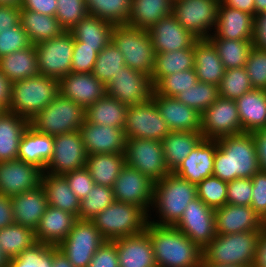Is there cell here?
<instances>
[{"label": "cell", "mask_w": 266, "mask_h": 267, "mask_svg": "<svg viewBox=\"0 0 266 267\" xmlns=\"http://www.w3.org/2000/svg\"><path fill=\"white\" fill-rule=\"evenodd\" d=\"M59 93L86 109L106 94V85L92 73L70 72L59 80Z\"/></svg>", "instance_id": "obj_21"}, {"label": "cell", "mask_w": 266, "mask_h": 267, "mask_svg": "<svg viewBox=\"0 0 266 267\" xmlns=\"http://www.w3.org/2000/svg\"><path fill=\"white\" fill-rule=\"evenodd\" d=\"M106 241L137 235L147 227L148 213L133 204L114 201L91 219Z\"/></svg>", "instance_id": "obj_6"}, {"label": "cell", "mask_w": 266, "mask_h": 267, "mask_svg": "<svg viewBox=\"0 0 266 267\" xmlns=\"http://www.w3.org/2000/svg\"><path fill=\"white\" fill-rule=\"evenodd\" d=\"M124 66L123 54L111 41L98 53L92 74L106 85Z\"/></svg>", "instance_id": "obj_46"}, {"label": "cell", "mask_w": 266, "mask_h": 267, "mask_svg": "<svg viewBox=\"0 0 266 267\" xmlns=\"http://www.w3.org/2000/svg\"><path fill=\"white\" fill-rule=\"evenodd\" d=\"M154 182L136 169L125 165L113 186L114 199L142 207L149 213L152 207Z\"/></svg>", "instance_id": "obj_18"}, {"label": "cell", "mask_w": 266, "mask_h": 267, "mask_svg": "<svg viewBox=\"0 0 266 267\" xmlns=\"http://www.w3.org/2000/svg\"><path fill=\"white\" fill-rule=\"evenodd\" d=\"M20 11L19 6L0 5V32L20 23Z\"/></svg>", "instance_id": "obj_62"}, {"label": "cell", "mask_w": 266, "mask_h": 267, "mask_svg": "<svg viewBox=\"0 0 266 267\" xmlns=\"http://www.w3.org/2000/svg\"><path fill=\"white\" fill-rule=\"evenodd\" d=\"M252 199V179L237 178L227 183V203L250 206Z\"/></svg>", "instance_id": "obj_57"}, {"label": "cell", "mask_w": 266, "mask_h": 267, "mask_svg": "<svg viewBox=\"0 0 266 267\" xmlns=\"http://www.w3.org/2000/svg\"><path fill=\"white\" fill-rule=\"evenodd\" d=\"M261 231L217 234L203 249L207 264L253 267Z\"/></svg>", "instance_id": "obj_4"}, {"label": "cell", "mask_w": 266, "mask_h": 267, "mask_svg": "<svg viewBox=\"0 0 266 267\" xmlns=\"http://www.w3.org/2000/svg\"><path fill=\"white\" fill-rule=\"evenodd\" d=\"M20 23L28 34L32 45L56 38L65 31L55 16L44 15L31 10L20 11Z\"/></svg>", "instance_id": "obj_39"}, {"label": "cell", "mask_w": 266, "mask_h": 267, "mask_svg": "<svg viewBox=\"0 0 266 267\" xmlns=\"http://www.w3.org/2000/svg\"><path fill=\"white\" fill-rule=\"evenodd\" d=\"M255 17L244 11L219 3L217 23L209 37L229 40H253Z\"/></svg>", "instance_id": "obj_26"}, {"label": "cell", "mask_w": 266, "mask_h": 267, "mask_svg": "<svg viewBox=\"0 0 266 267\" xmlns=\"http://www.w3.org/2000/svg\"><path fill=\"white\" fill-rule=\"evenodd\" d=\"M197 197L207 206L217 209L227 203V182L212 175L196 185Z\"/></svg>", "instance_id": "obj_52"}, {"label": "cell", "mask_w": 266, "mask_h": 267, "mask_svg": "<svg viewBox=\"0 0 266 267\" xmlns=\"http://www.w3.org/2000/svg\"><path fill=\"white\" fill-rule=\"evenodd\" d=\"M208 39L215 46L225 70L245 67L254 46L253 40H229L219 37H208Z\"/></svg>", "instance_id": "obj_43"}, {"label": "cell", "mask_w": 266, "mask_h": 267, "mask_svg": "<svg viewBox=\"0 0 266 267\" xmlns=\"http://www.w3.org/2000/svg\"><path fill=\"white\" fill-rule=\"evenodd\" d=\"M252 199L250 206L263 219L266 216V172L252 176Z\"/></svg>", "instance_id": "obj_59"}, {"label": "cell", "mask_w": 266, "mask_h": 267, "mask_svg": "<svg viewBox=\"0 0 266 267\" xmlns=\"http://www.w3.org/2000/svg\"><path fill=\"white\" fill-rule=\"evenodd\" d=\"M245 69L252 88L266 90V50L253 46L247 58Z\"/></svg>", "instance_id": "obj_54"}, {"label": "cell", "mask_w": 266, "mask_h": 267, "mask_svg": "<svg viewBox=\"0 0 266 267\" xmlns=\"http://www.w3.org/2000/svg\"><path fill=\"white\" fill-rule=\"evenodd\" d=\"M52 267H73L69 260L54 246V258Z\"/></svg>", "instance_id": "obj_69"}, {"label": "cell", "mask_w": 266, "mask_h": 267, "mask_svg": "<svg viewBox=\"0 0 266 267\" xmlns=\"http://www.w3.org/2000/svg\"><path fill=\"white\" fill-rule=\"evenodd\" d=\"M219 97L218 86L198 81L186 91H181L175 98L179 102L184 103L186 106L202 114L208 107L215 103Z\"/></svg>", "instance_id": "obj_47"}, {"label": "cell", "mask_w": 266, "mask_h": 267, "mask_svg": "<svg viewBox=\"0 0 266 267\" xmlns=\"http://www.w3.org/2000/svg\"><path fill=\"white\" fill-rule=\"evenodd\" d=\"M11 198L14 223L36 230L48 206L44 188H37Z\"/></svg>", "instance_id": "obj_28"}, {"label": "cell", "mask_w": 266, "mask_h": 267, "mask_svg": "<svg viewBox=\"0 0 266 267\" xmlns=\"http://www.w3.org/2000/svg\"><path fill=\"white\" fill-rule=\"evenodd\" d=\"M14 223L11 198L0 193V229Z\"/></svg>", "instance_id": "obj_65"}, {"label": "cell", "mask_w": 266, "mask_h": 267, "mask_svg": "<svg viewBox=\"0 0 266 267\" xmlns=\"http://www.w3.org/2000/svg\"><path fill=\"white\" fill-rule=\"evenodd\" d=\"M58 0H22L20 9L55 16Z\"/></svg>", "instance_id": "obj_61"}, {"label": "cell", "mask_w": 266, "mask_h": 267, "mask_svg": "<svg viewBox=\"0 0 266 267\" xmlns=\"http://www.w3.org/2000/svg\"><path fill=\"white\" fill-rule=\"evenodd\" d=\"M236 101L242 133L266 128V90L252 89Z\"/></svg>", "instance_id": "obj_30"}, {"label": "cell", "mask_w": 266, "mask_h": 267, "mask_svg": "<svg viewBox=\"0 0 266 267\" xmlns=\"http://www.w3.org/2000/svg\"><path fill=\"white\" fill-rule=\"evenodd\" d=\"M202 139L201 131H171L162 140L164 160L170 172L178 167Z\"/></svg>", "instance_id": "obj_35"}, {"label": "cell", "mask_w": 266, "mask_h": 267, "mask_svg": "<svg viewBox=\"0 0 266 267\" xmlns=\"http://www.w3.org/2000/svg\"><path fill=\"white\" fill-rule=\"evenodd\" d=\"M39 74L60 79L71 72L74 38L63 31L56 38L34 45Z\"/></svg>", "instance_id": "obj_11"}, {"label": "cell", "mask_w": 266, "mask_h": 267, "mask_svg": "<svg viewBox=\"0 0 266 267\" xmlns=\"http://www.w3.org/2000/svg\"><path fill=\"white\" fill-rule=\"evenodd\" d=\"M58 94V79L42 74L13 82L8 111L30 121Z\"/></svg>", "instance_id": "obj_5"}, {"label": "cell", "mask_w": 266, "mask_h": 267, "mask_svg": "<svg viewBox=\"0 0 266 267\" xmlns=\"http://www.w3.org/2000/svg\"><path fill=\"white\" fill-rule=\"evenodd\" d=\"M253 267H266V228L259 235Z\"/></svg>", "instance_id": "obj_67"}, {"label": "cell", "mask_w": 266, "mask_h": 267, "mask_svg": "<svg viewBox=\"0 0 266 267\" xmlns=\"http://www.w3.org/2000/svg\"><path fill=\"white\" fill-rule=\"evenodd\" d=\"M262 225L266 228V216L262 219Z\"/></svg>", "instance_id": "obj_74"}, {"label": "cell", "mask_w": 266, "mask_h": 267, "mask_svg": "<svg viewBox=\"0 0 266 267\" xmlns=\"http://www.w3.org/2000/svg\"><path fill=\"white\" fill-rule=\"evenodd\" d=\"M254 47L266 50V12L255 17Z\"/></svg>", "instance_id": "obj_63"}, {"label": "cell", "mask_w": 266, "mask_h": 267, "mask_svg": "<svg viewBox=\"0 0 266 267\" xmlns=\"http://www.w3.org/2000/svg\"><path fill=\"white\" fill-rule=\"evenodd\" d=\"M79 131L88 155L125 152L126 137L124 128L84 121Z\"/></svg>", "instance_id": "obj_23"}, {"label": "cell", "mask_w": 266, "mask_h": 267, "mask_svg": "<svg viewBox=\"0 0 266 267\" xmlns=\"http://www.w3.org/2000/svg\"><path fill=\"white\" fill-rule=\"evenodd\" d=\"M214 217L215 209L196 197L187 205L175 227L202 250L217 235Z\"/></svg>", "instance_id": "obj_17"}, {"label": "cell", "mask_w": 266, "mask_h": 267, "mask_svg": "<svg viewBox=\"0 0 266 267\" xmlns=\"http://www.w3.org/2000/svg\"><path fill=\"white\" fill-rule=\"evenodd\" d=\"M35 243V231L28 227L13 223L0 229V249L7 259L18 256Z\"/></svg>", "instance_id": "obj_44"}, {"label": "cell", "mask_w": 266, "mask_h": 267, "mask_svg": "<svg viewBox=\"0 0 266 267\" xmlns=\"http://www.w3.org/2000/svg\"><path fill=\"white\" fill-rule=\"evenodd\" d=\"M216 0H177L173 2L176 20L198 39H207L217 23Z\"/></svg>", "instance_id": "obj_12"}, {"label": "cell", "mask_w": 266, "mask_h": 267, "mask_svg": "<svg viewBox=\"0 0 266 267\" xmlns=\"http://www.w3.org/2000/svg\"><path fill=\"white\" fill-rule=\"evenodd\" d=\"M119 267H157L151 239L144 231L114 240Z\"/></svg>", "instance_id": "obj_27"}, {"label": "cell", "mask_w": 266, "mask_h": 267, "mask_svg": "<svg viewBox=\"0 0 266 267\" xmlns=\"http://www.w3.org/2000/svg\"><path fill=\"white\" fill-rule=\"evenodd\" d=\"M217 140L203 138L173 173L195 185L213 175Z\"/></svg>", "instance_id": "obj_22"}, {"label": "cell", "mask_w": 266, "mask_h": 267, "mask_svg": "<svg viewBox=\"0 0 266 267\" xmlns=\"http://www.w3.org/2000/svg\"><path fill=\"white\" fill-rule=\"evenodd\" d=\"M197 82L195 68L179 71L163 77L154 86V92L162 96L176 97L181 91H186Z\"/></svg>", "instance_id": "obj_51"}, {"label": "cell", "mask_w": 266, "mask_h": 267, "mask_svg": "<svg viewBox=\"0 0 266 267\" xmlns=\"http://www.w3.org/2000/svg\"><path fill=\"white\" fill-rule=\"evenodd\" d=\"M7 258L3 255L0 249V267H7Z\"/></svg>", "instance_id": "obj_73"}, {"label": "cell", "mask_w": 266, "mask_h": 267, "mask_svg": "<svg viewBox=\"0 0 266 267\" xmlns=\"http://www.w3.org/2000/svg\"><path fill=\"white\" fill-rule=\"evenodd\" d=\"M31 45L28 34L22 28L21 23L11 27L10 30L0 32V58Z\"/></svg>", "instance_id": "obj_56"}, {"label": "cell", "mask_w": 266, "mask_h": 267, "mask_svg": "<svg viewBox=\"0 0 266 267\" xmlns=\"http://www.w3.org/2000/svg\"><path fill=\"white\" fill-rule=\"evenodd\" d=\"M87 151L80 131H72L54 136L53 154L44 172L64 175L85 167Z\"/></svg>", "instance_id": "obj_15"}, {"label": "cell", "mask_w": 266, "mask_h": 267, "mask_svg": "<svg viewBox=\"0 0 266 267\" xmlns=\"http://www.w3.org/2000/svg\"><path fill=\"white\" fill-rule=\"evenodd\" d=\"M200 267H244V266H225V265H217V264H207L202 260L200 263Z\"/></svg>", "instance_id": "obj_72"}, {"label": "cell", "mask_w": 266, "mask_h": 267, "mask_svg": "<svg viewBox=\"0 0 266 267\" xmlns=\"http://www.w3.org/2000/svg\"><path fill=\"white\" fill-rule=\"evenodd\" d=\"M112 42L123 54L125 65L151 76L156 52L147 30L124 25H114Z\"/></svg>", "instance_id": "obj_8"}, {"label": "cell", "mask_w": 266, "mask_h": 267, "mask_svg": "<svg viewBox=\"0 0 266 267\" xmlns=\"http://www.w3.org/2000/svg\"><path fill=\"white\" fill-rule=\"evenodd\" d=\"M77 220L75 215L48 205L35 230L37 242L58 246L68 236Z\"/></svg>", "instance_id": "obj_29"}, {"label": "cell", "mask_w": 266, "mask_h": 267, "mask_svg": "<svg viewBox=\"0 0 266 267\" xmlns=\"http://www.w3.org/2000/svg\"><path fill=\"white\" fill-rule=\"evenodd\" d=\"M218 87L221 97L234 101L253 89L245 67L226 69Z\"/></svg>", "instance_id": "obj_50"}, {"label": "cell", "mask_w": 266, "mask_h": 267, "mask_svg": "<svg viewBox=\"0 0 266 267\" xmlns=\"http://www.w3.org/2000/svg\"><path fill=\"white\" fill-rule=\"evenodd\" d=\"M255 3V17L260 13L266 12V0H254Z\"/></svg>", "instance_id": "obj_70"}, {"label": "cell", "mask_w": 266, "mask_h": 267, "mask_svg": "<svg viewBox=\"0 0 266 267\" xmlns=\"http://www.w3.org/2000/svg\"><path fill=\"white\" fill-rule=\"evenodd\" d=\"M12 82L0 71V108L9 109Z\"/></svg>", "instance_id": "obj_66"}, {"label": "cell", "mask_w": 266, "mask_h": 267, "mask_svg": "<svg viewBox=\"0 0 266 267\" xmlns=\"http://www.w3.org/2000/svg\"><path fill=\"white\" fill-rule=\"evenodd\" d=\"M41 186L45 190L49 206L79 216L80 200L62 175L42 172Z\"/></svg>", "instance_id": "obj_34"}, {"label": "cell", "mask_w": 266, "mask_h": 267, "mask_svg": "<svg viewBox=\"0 0 266 267\" xmlns=\"http://www.w3.org/2000/svg\"><path fill=\"white\" fill-rule=\"evenodd\" d=\"M128 106L107 94L85 109V121L115 128H124Z\"/></svg>", "instance_id": "obj_41"}, {"label": "cell", "mask_w": 266, "mask_h": 267, "mask_svg": "<svg viewBox=\"0 0 266 267\" xmlns=\"http://www.w3.org/2000/svg\"><path fill=\"white\" fill-rule=\"evenodd\" d=\"M216 234H235L238 232L261 231L262 218L251 206L226 203L215 209Z\"/></svg>", "instance_id": "obj_24"}, {"label": "cell", "mask_w": 266, "mask_h": 267, "mask_svg": "<svg viewBox=\"0 0 266 267\" xmlns=\"http://www.w3.org/2000/svg\"><path fill=\"white\" fill-rule=\"evenodd\" d=\"M113 24L96 16L87 15L70 32L83 46L106 47L112 41Z\"/></svg>", "instance_id": "obj_40"}, {"label": "cell", "mask_w": 266, "mask_h": 267, "mask_svg": "<svg viewBox=\"0 0 266 267\" xmlns=\"http://www.w3.org/2000/svg\"><path fill=\"white\" fill-rule=\"evenodd\" d=\"M84 121L85 109L59 93L29 121V126L39 133L54 137L78 131Z\"/></svg>", "instance_id": "obj_7"}, {"label": "cell", "mask_w": 266, "mask_h": 267, "mask_svg": "<svg viewBox=\"0 0 266 267\" xmlns=\"http://www.w3.org/2000/svg\"><path fill=\"white\" fill-rule=\"evenodd\" d=\"M22 0H0V5L19 6Z\"/></svg>", "instance_id": "obj_71"}, {"label": "cell", "mask_w": 266, "mask_h": 267, "mask_svg": "<svg viewBox=\"0 0 266 267\" xmlns=\"http://www.w3.org/2000/svg\"><path fill=\"white\" fill-rule=\"evenodd\" d=\"M196 197L195 184L170 172L163 179L154 182L152 208L148 213L149 222L156 225L175 226L187 205ZM152 212L153 214L156 212L154 218Z\"/></svg>", "instance_id": "obj_3"}, {"label": "cell", "mask_w": 266, "mask_h": 267, "mask_svg": "<svg viewBox=\"0 0 266 267\" xmlns=\"http://www.w3.org/2000/svg\"><path fill=\"white\" fill-rule=\"evenodd\" d=\"M105 241L91 220L78 219L57 247L73 267H88L95 252Z\"/></svg>", "instance_id": "obj_9"}, {"label": "cell", "mask_w": 266, "mask_h": 267, "mask_svg": "<svg viewBox=\"0 0 266 267\" xmlns=\"http://www.w3.org/2000/svg\"><path fill=\"white\" fill-rule=\"evenodd\" d=\"M157 267H200L202 250L175 226L147 223Z\"/></svg>", "instance_id": "obj_2"}, {"label": "cell", "mask_w": 266, "mask_h": 267, "mask_svg": "<svg viewBox=\"0 0 266 267\" xmlns=\"http://www.w3.org/2000/svg\"><path fill=\"white\" fill-rule=\"evenodd\" d=\"M88 15L85 0H58L56 19L65 31H70Z\"/></svg>", "instance_id": "obj_53"}, {"label": "cell", "mask_w": 266, "mask_h": 267, "mask_svg": "<svg viewBox=\"0 0 266 267\" xmlns=\"http://www.w3.org/2000/svg\"><path fill=\"white\" fill-rule=\"evenodd\" d=\"M260 171L266 172V128L253 132Z\"/></svg>", "instance_id": "obj_64"}, {"label": "cell", "mask_w": 266, "mask_h": 267, "mask_svg": "<svg viewBox=\"0 0 266 267\" xmlns=\"http://www.w3.org/2000/svg\"><path fill=\"white\" fill-rule=\"evenodd\" d=\"M216 140L214 176L228 183L237 178H252L260 171L252 133L223 136Z\"/></svg>", "instance_id": "obj_1"}, {"label": "cell", "mask_w": 266, "mask_h": 267, "mask_svg": "<svg viewBox=\"0 0 266 267\" xmlns=\"http://www.w3.org/2000/svg\"><path fill=\"white\" fill-rule=\"evenodd\" d=\"M54 246L35 243L18 256L7 260V267H52Z\"/></svg>", "instance_id": "obj_49"}, {"label": "cell", "mask_w": 266, "mask_h": 267, "mask_svg": "<svg viewBox=\"0 0 266 267\" xmlns=\"http://www.w3.org/2000/svg\"><path fill=\"white\" fill-rule=\"evenodd\" d=\"M42 170L19 159L0 162V193L12 197L41 185Z\"/></svg>", "instance_id": "obj_19"}, {"label": "cell", "mask_w": 266, "mask_h": 267, "mask_svg": "<svg viewBox=\"0 0 266 267\" xmlns=\"http://www.w3.org/2000/svg\"><path fill=\"white\" fill-rule=\"evenodd\" d=\"M156 53L191 48L198 40L170 14L147 30Z\"/></svg>", "instance_id": "obj_20"}, {"label": "cell", "mask_w": 266, "mask_h": 267, "mask_svg": "<svg viewBox=\"0 0 266 267\" xmlns=\"http://www.w3.org/2000/svg\"><path fill=\"white\" fill-rule=\"evenodd\" d=\"M29 121L16 113L3 110L0 113V162L17 159L22 135Z\"/></svg>", "instance_id": "obj_33"}, {"label": "cell", "mask_w": 266, "mask_h": 267, "mask_svg": "<svg viewBox=\"0 0 266 267\" xmlns=\"http://www.w3.org/2000/svg\"><path fill=\"white\" fill-rule=\"evenodd\" d=\"M194 68V46L172 52L156 53L155 66L151 75L155 86L163 77Z\"/></svg>", "instance_id": "obj_42"}, {"label": "cell", "mask_w": 266, "mask_h": 267, "mask_svg": "<svg viewBox=\"0 0 266 267\" xmlns=\"http://www.w3.org/2000/svg\"><path fill=\"white\" fill-rule=\"evenodd\" d=\"M107 95L127 106L140 104L151 99L154 85L151 76L124 66L106 84Z\"/></svg>", "instance_id": "obj_14"}, {"label": "cell", "mask_w": 266, "mask_h": 267, "mask_svg": "<svg viewBox=\"0 0 266 267\" xmlns=\"http://www.w3.org/2000/svg\"><path fill=\"white\" fill-rule=\"evenodd\" d=\"M0 71L13 83L39 74L34 45L0 58Z\"/></svg>", "instance_id": "obj_38"}, {"label": "cell", "mask_w": 266, "mask_h": 267, "mask_svg": "<svg viewBox=\"0 0 266 267\" xmlns=\"http://www.w3.org/2000/svg\"><path fill=\"white\" fill-rule=\"evenodd\" d=\"M194 68L199 82L219 86L225 68L208 38L198 39L194 44Z\"/></svg>", "instance_id": "obj_32"}, {"label": "cell", "mask_w": 266, "mask_h": 267, "mask_svg": "<svg viewBox=\"0 0 266 267\" xmlns=\"http://www.w3.org/2000/svg\"><path fill=\"white\" fill-rule=\"evenodd\" d=\"M225 6L249 13L255 17L254 0H223Z\"/></svg>", "instance_id": "obj_68"}, {"label": "cell", "mask_w": 266, "mask_h": 267, "mask_svg": "<svg viewBox=\"0 0 266 267\" xmlns=\"http://www.w3.org/2000/svg\"><path fill=\"white\" fill-rule=\"evenodd\" d=\"M88 267H119L115 242L105 241L95 252Z\"/></svg>", "instance_id": "obj_60"}, {"label": "cell", "mask_w": 266, "mask_h": 267, "mask_svg": "<svg viewBox=\"0 0 266 267\" xmlns=\"http://www.w3.org/2000/svg\"><path fill=\"white\" fill-rule=\"evenodd\" d=\"M62 176L67 180L69 187L80 201L87 196V193L92 190L95 185L86 167L76 169Z\"/></svg>", "instance_id": "obj_58"}, {"label": "cell", "mask_w": 266, "mask_h": 267, "mask_svg": "<svg viewBox=\"0 0 266 267\" xmlns=\"http://www.w3.org/2000/svg\"><path fill=\"white\" fill-rule=\"evenodd\" d=\"M173 14L172 0H132L126 25L149 30L164 17Z\"/></svg>", "instance_id": "obj_36"}, {"label": "cell", "mask_w": 266, "mask_h": 267, "mask_svg": "<svg viewBox=\"0 0 266 267\" xmlns=\"http://www.w3.org/2000/svg\"><path fill=\"white\" fill-rule=\"evenodd\" d=\"M126 165L146 175L153 182L170 173L164 160L162 141L149 139H126Z\"/></svg>", "instance_id": "obj_10"}, {"label": "cell", "mask_w": 266, "mask_h": 267, "mask_svg": "<svg viewBox=\"0 0 266 267\" xmlns=\"http://www.w3.org/2000/svg\"><path fill=\"white\" fill-rule=\"evenodd\" d=\"M153 102L170 131H201V113L179 102L153 92Z\"/></svg>", "instance_id": "obj_25"}, {"label": "cell", "mask_w": 266, "mask_h": 267, "mask_svg": "<svg viewBox=\"0 0 266 267\" xmlns=\"http://www.w3.org/2000/svg\"><path fill=\"white\" fill-rule=\"evenodd\" d=\"M132 0H85L88 15L96 16L113 25L127 24Z\"/></svg>", "instance_id": "obj_45"}, {"label": "cell", "mask_w": 266, "mask_h": 267, "mask_svg": "<svg viewBox=\"0 0 266 267\" xmlns=\"http://www.w3.org/2000/svg\"><path fill=\"white\" fill-rule=\"evenodd\" d=\"M54 137L28 126L22 135L17 159L33 164L43 172L53 154Z\"/></svg>", "instance_id": "obj_31"}, {"label": "cell", "mask_w": 266, "mask_h": 267, "mask_svg": "<svg viewBox=\"0 0 266 267\" xmlns=\"http://www.w3.org/2000/svg\"><path fill=\"white\" fill-rule=\"evenodd\" d=\"M124 132L126 139L140 138L162 141L171 131L159 114L152 97L146 102L128 106Z\"/></svg>", "instance_id": "obj_13"}, {"label": "cell", "mask_w": 266, "mask_h": 267, "mask_svg": "<svg viewBox=\"0 0 266 267\" xmlns=\"http://www.w3.org/2000/svg\"><path fill=\"white\" fill-rule=\"evenodd\" d=\"M242 133L236 101L219 97L201 114L203 138L216 140L223 136Z\"/></svg>", "instance_id": "obj_16"}, {"label": "cell", "mask_w": 266, "mask_h": 267, "mask_svg": "<svg viewBox=\"0 0 266 267\" xmlns=\"http://www.w3.org/2000/svg\"><path fill=\"white\" fill-rule=\"evenodd\" d=\"M103 48L83 46V42L74 40L71 72L92 73L98 53Z\"/></svg>", "instance_id": "obj_55"}, {"label": "cell", "mask_w": 266, "mask_h": 267, "mask_svg": "<svg viewBox=\"0 0 266 267\" xmlns=\"http://www.w3.org/2000/svg\"><path fill=\"white\" fill-rule=\"evenodd\" d=\"M125 165L124 153H102L88 155L85 167L96 185L113 188Z\"/></svg>", "instance_id": "obj_37"}, {"label": "cell", "mask_w": 266, "mask_h": 267, "mask_svg": "<svg viewBox=\"0 0 266 267\" xmlns=\"http://www.w3.org/2000/svg\"><path fill=\"white\" fill-rule=\"evenodd\" d=\"M114 201L113 188L95 184L87 196L80 201L78 219L91 220Z\"/></svg>", "instance_id": "obj_48"}]
</instances>
